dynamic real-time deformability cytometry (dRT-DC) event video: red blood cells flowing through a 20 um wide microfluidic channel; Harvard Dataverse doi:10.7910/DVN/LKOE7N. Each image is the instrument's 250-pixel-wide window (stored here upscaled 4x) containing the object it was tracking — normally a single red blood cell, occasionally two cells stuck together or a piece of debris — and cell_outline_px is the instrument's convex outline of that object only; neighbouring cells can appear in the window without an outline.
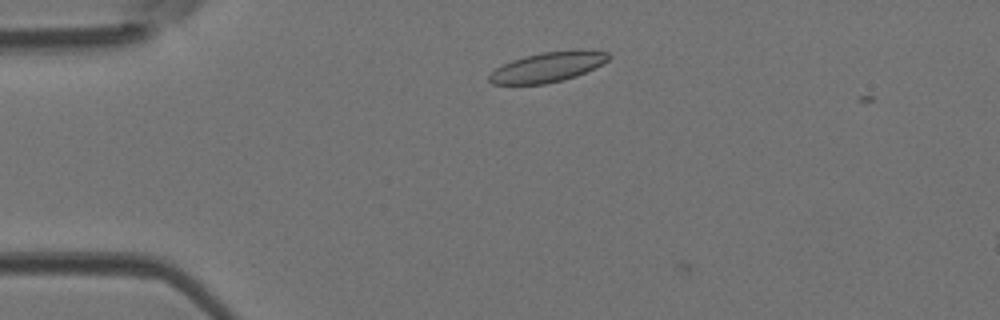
{"species": "Egyptian fruit bat (a non-hibernating species)", "species_latin": "Rousettus aegyptiacus", "temperature_condition": "room temperature", "stored_images_in_passage": 4, "camera_frame_rate_fps": 3000, "um_per_image_px": 0.085, "animal": {"sex": "female"}, "frame": {"image": 1, "passage_image": 3, "time_ms": 0.667, "image_size_px": [1000, 320], "cell_outline_px": [[612, 56], [608, 60], [576, 76], [564, 80], [544, 84], [492, 84], [488, 80], [488, 76], [496, 68], [512, 60], [524, 56], [540, 52], [580, 48], [608, 52]], "centroid_in_image_um": [46.57, 5.67], "position_along_channel_um": 38.4, "area_um2": 20.98}}